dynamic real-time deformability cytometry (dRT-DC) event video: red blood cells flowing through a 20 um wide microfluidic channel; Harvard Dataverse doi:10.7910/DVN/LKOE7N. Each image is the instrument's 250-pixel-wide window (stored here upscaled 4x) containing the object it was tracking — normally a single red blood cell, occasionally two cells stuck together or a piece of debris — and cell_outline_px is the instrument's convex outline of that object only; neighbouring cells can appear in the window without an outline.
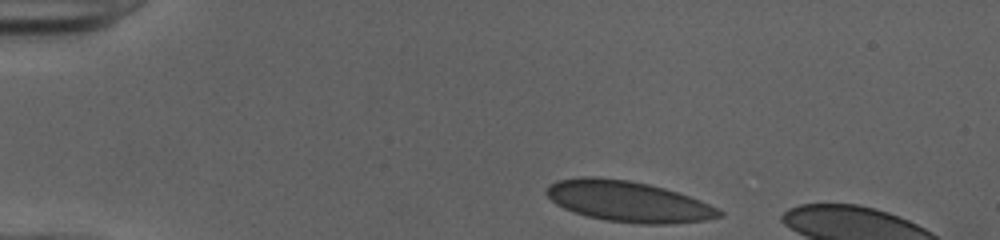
{"species": "human", "species_latin": "Homo sapiens", "temperature_condition": "cold", "stored_images_in_passage": 8, "camera_frame_rate_fps": 3000, "um_per_image_px": 0.085, "donor": {"sex": "female"}, "frame": {"image": 1, "passage_image": 1, "time_ms": 0.0, "image_size_px": [1000, 240], "cell_outline_px": [[724, 216], [704, 220], [668, 224], [644, 224], [604, 220], [572, 212], [556, 204], [544, 192], [548, 184], [556, 180], [580, 176], [596, 176], [628, 180], [648, 184], [664, 188], [700, 200], [724, 212]], "centroid_in_image_um": [53.35, 17.11], "position_along_channel_um": 31.7, "area_um2": 41.1}}